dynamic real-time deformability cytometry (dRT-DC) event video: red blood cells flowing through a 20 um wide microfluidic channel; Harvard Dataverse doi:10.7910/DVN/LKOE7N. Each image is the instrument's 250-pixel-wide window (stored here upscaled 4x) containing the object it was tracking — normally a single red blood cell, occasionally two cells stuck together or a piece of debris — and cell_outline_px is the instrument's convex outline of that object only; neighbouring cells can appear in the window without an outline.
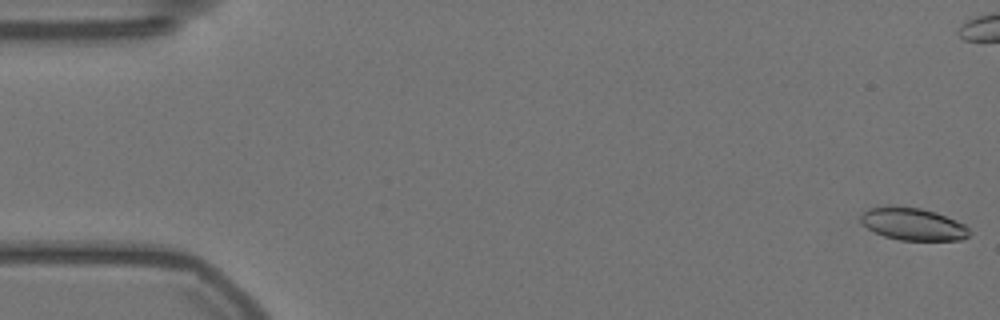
{"species": "Egyptian fruit bat (a non-hibernating species)", "species_latin": "Rousettus aegyptiacus", "temperature_condition": "warm", "stored_images_in_passage": 52, "camera_frame_rate_fps": 3000, "um_per_image_px": 0.085, "animal": {"sex": "female"}, "frame": {"image": 1, "passage_image": 1, "time_ms": 0.0, "image_size_px": [1000, 320], "cell_outline_px": [[972, 232], [968, 236], [960, 240], [900, 240], [884, 236], [868, 228], [860, 220], [860, 216], [868, 208], [896, 204], [920, 208], [936, 212], [956, 220], [964, 224]], "centroid_in_image_um": [77.6, 19.02], "position_along_channel_um": 7.4, "area_um2": 20.69}}
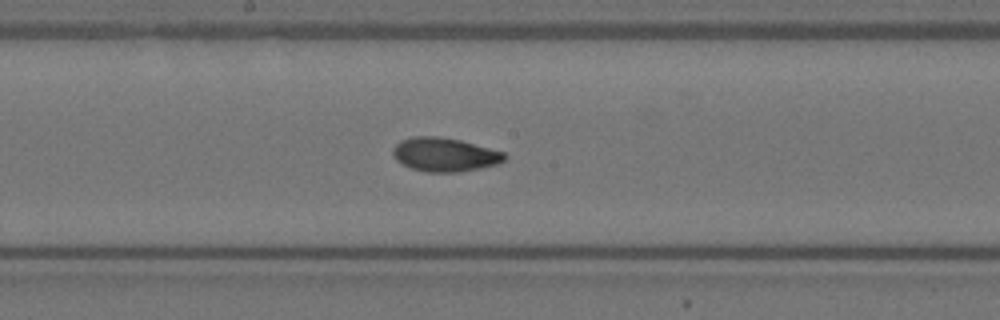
{"frame": {"image": 2, "passage_image": 30, "time_ms": 9.667, "image_size_px": [1000, 320], "cell_outline_px": [[508, 156], [500, 164], [460, 172], [428, 172], [412, 168], [396, 160], [392, 156], [392, 148], [400, 140], [412, 136], [436, 136], [460, 140], [504, 152]], "centroid_in_image_um": [37.79, 13.14], "position_along_channel_um": 210.4, "area_um2": 22.08}}
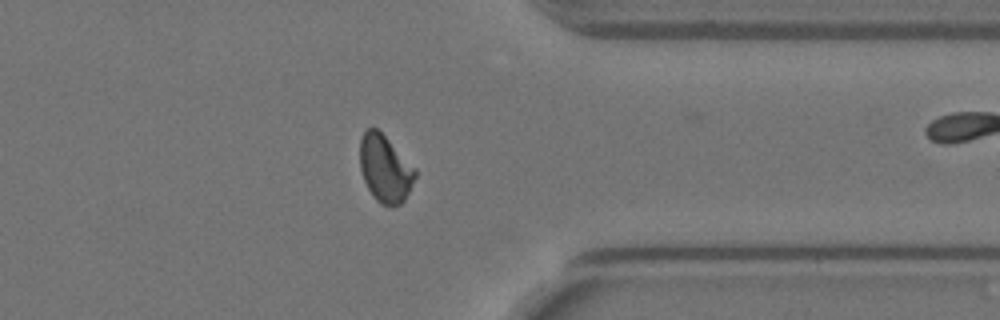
{"frame": {"image": 3, "passage_image": 45, "time_ms": 14.667, "image_size_px": [1000, 320], "cell_outline_px": [[416, 176], [404, 200], [400, 204], [392, 208], [380, 204], [372, 196], [364, 180], [360, 168], [360, 140], [364, 132], [368, 128], [376, 128], [416, 168]], "centroid_in_image_um": [32.72, 14.38], "position_along_channel_um": 378.7, "area_um2": 21.5}}